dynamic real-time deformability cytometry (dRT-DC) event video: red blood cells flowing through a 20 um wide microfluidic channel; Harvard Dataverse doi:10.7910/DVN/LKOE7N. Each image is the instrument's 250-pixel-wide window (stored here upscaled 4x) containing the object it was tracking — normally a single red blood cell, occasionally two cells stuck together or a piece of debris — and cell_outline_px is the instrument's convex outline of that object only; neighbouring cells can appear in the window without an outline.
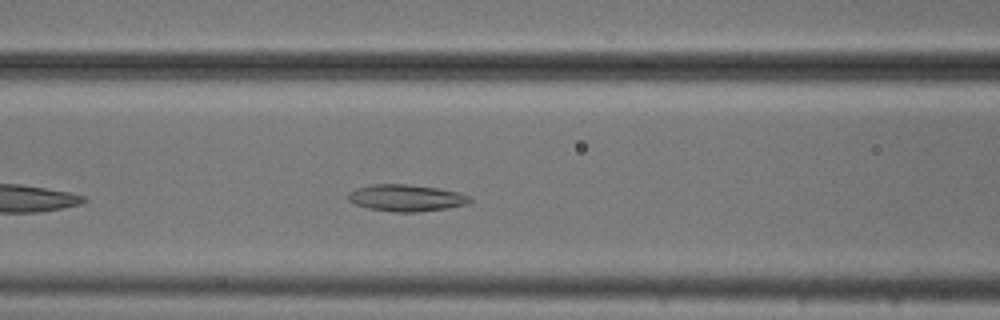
{"species": "common noctule bat (a hibernating species)", "species_latin": "Nyctalus noctula", "temperature_condition": "cold", "stored_images_in_passage": 34, "camera_frame_rate_fps": 3000, "um_per_image_px": 0.085, "animal": {"sex": "male", "body_mass_g": 20.5, "forearm_length_mm": 52.5}, "frame": {"image": 1, "passage_image": 9, "time_ms": 2.667, "image_size_px": [1000, 320], "cell_outline_px": [[472, 200], [468, 204], [448, 208], [416, 212], [392, 212], [368, 208], [356, 204], [348, 200], [348, 192], [356, 188], [368, 184], [408, 184], [436, 188], [460, 192], [472, 196]], "centroid_in_image_um": [34.54, 16.82], "position_along_channel_um": 132.1, "area_um2": 19.19}}
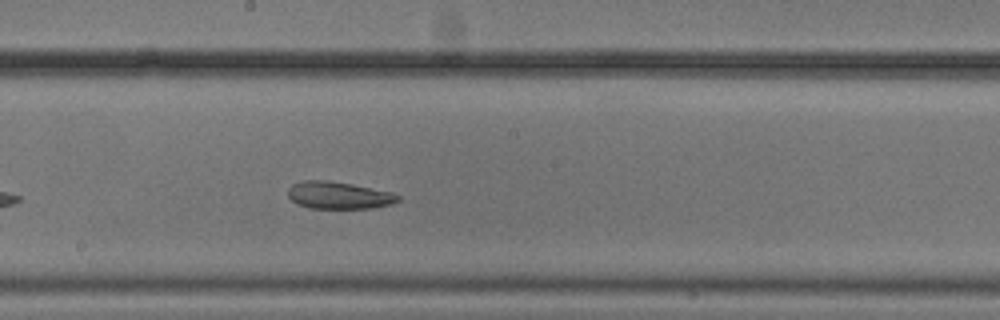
{"frame": {"image": 2, "passage_image": 16, "time_ms": 5.0, "image_size_px": [1000, 320], "cell_outline_px": [[400, 200], [392, 204], [372, 208], [308, 208], [296, 204], [288, 196], [288, 188], [292, 184], [304, 180], [328, 180], [352, 184], [392, 192], [400, 196]], "centroid_in_image_um": [28.78, 16.6], "position_along_channel_um": 219.4, "area_um2": 17.57}}
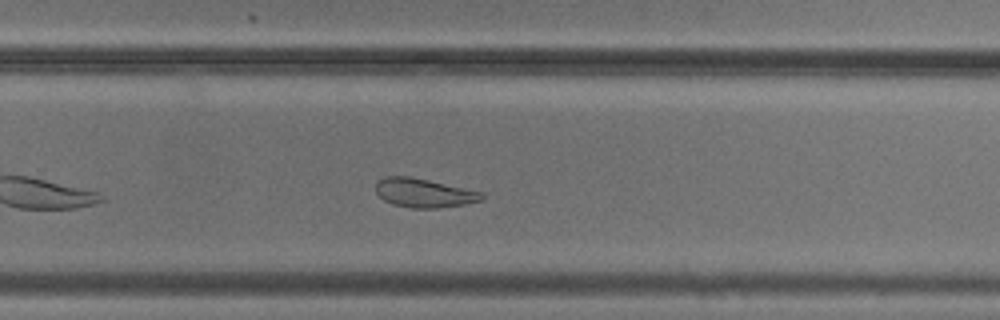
{"frame": {"image": 3, "passage_image": 22, "time_ms": 7.0, "image_size_px": [1000, 320], "cell_outline_px": [[484, 196], [480, 200], [468, 204], [436, 208], [412, 208], [392, 204], [384, 200], [376, 192], [376, 184], [384, 176], [408, 176], [428, 180], [484, 192]], "centroid_in_image_um": [36.05, 16.4], "position_along_channel_um": 293.8, "area_um2": 17.8}, "authors_computed_cell_mechanics": {"area_um2": 17.918, "velocity_mm_per_s": 3.7415, "shape_relaxation_time_tau1_ms": null, "shape_relaxation_time_tau2_ms": 3.0145, "deformation_change_tau1": null, "deformation_change_tau2": 0.0936}}